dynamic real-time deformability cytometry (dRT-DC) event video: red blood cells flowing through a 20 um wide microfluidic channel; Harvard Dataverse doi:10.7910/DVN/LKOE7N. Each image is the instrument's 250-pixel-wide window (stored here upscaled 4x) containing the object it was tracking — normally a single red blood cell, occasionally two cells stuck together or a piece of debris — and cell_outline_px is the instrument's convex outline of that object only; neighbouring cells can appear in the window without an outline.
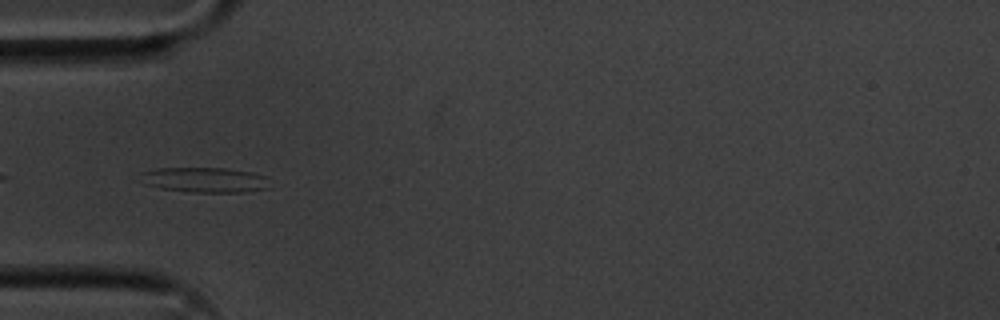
{"species": "common noctule bat (a hibernating species)", "species_latin": "Nyctalus noctula", "temperature_condition": "cold", "stored_images_in_passage": 41, "camera_frame_rate_fps": 3000, "um_per_image_px": 0.085, "animal": {"sex": "male", "body_mass_g": 20.1, "forearm_length_mm": 53.5}, "frame": {"image": 1, "passage_image": 2, "time_ms": 0.333, "image_size_px": [1000, 320], "cell_outline_px": [[268, 188], [244, 192], [192, 192], [160, 188], [144, 184], [140, 172], [156, 168], [224, 168], [252, 172], [264, 176]], "centroid_in_image_um": [17.35, 15.28], "position_along_channel_um": 67.7, "area_um2": 18.73}}
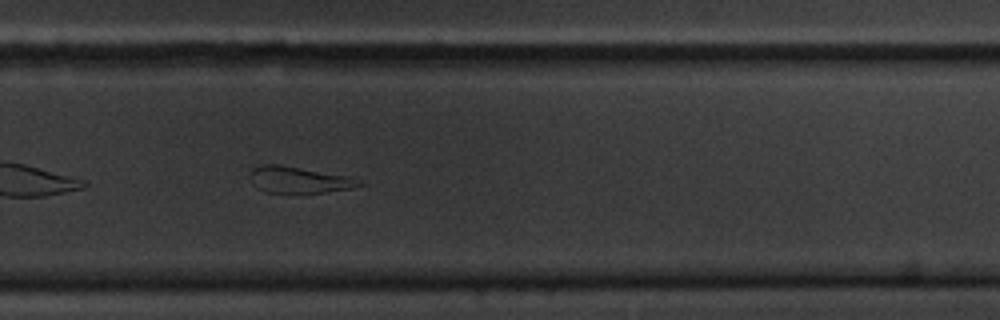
{"frame": {"image": 2, "passage_image": 22, "time_ms": 7.0, "image_size_px": [1000, 320], "cell_outline_px": [[364, 184], [352, 188], [328, 192], [264, 192], [256, 188], [252, 184], [248, 176], [252, 168], [260, 164], [280, 164], [348, 176]], "centroid_in_image_um": [25.31, 15.27], "position_along_channel_um": 304.5, "area_um2": 16.82}}
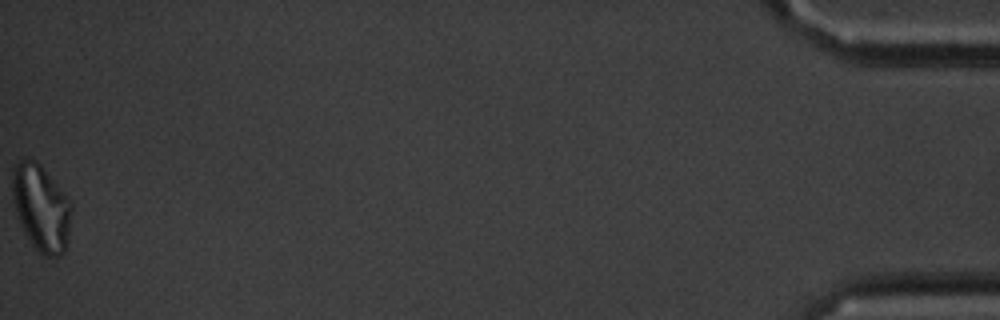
{"frame": {"image": 3, "passage_image": 41, "time_ms": 13.333, "image_size_px": [1000, 320], "cell_outline_px": [[72, 208], [68, 240], [64, 252], [60, 256], [44, 256], [32, 244], [24, 232], [16, 216], [12, 196], [12, 168], [20, 160], [36, 160], [40, 164], [72, 200]], "centroid_in_image_um": [3.51, 17.65], "position_along_channel_um": 431.7, "area_um2": 30.11}, "authors_computed_cell_mechanics": {"area_um2": 18.5538, "velocity_mm_per_s": 3.5542, "shape_relaxation_time_tau1_ms": null, "shape_relaxation_time_tau2_ms": 6.9669, "deformation_change_tau1": null, "deformation_change_tau2": 0.2241}}